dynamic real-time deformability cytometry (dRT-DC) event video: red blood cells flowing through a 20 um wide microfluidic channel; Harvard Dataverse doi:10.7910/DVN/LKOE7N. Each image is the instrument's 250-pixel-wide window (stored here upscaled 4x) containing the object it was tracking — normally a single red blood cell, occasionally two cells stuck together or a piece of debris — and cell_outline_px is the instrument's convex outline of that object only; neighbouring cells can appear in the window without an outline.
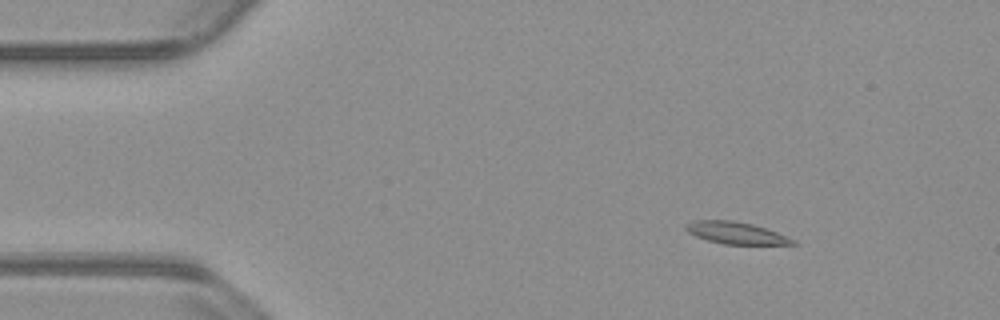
{"species": "common noctule bat (a hibernating species)", "species_latin": "Nyctalus noctula", "temperature_condition": "warm", "stored_images_in_passage": 48, "camera_frame_rate_fps": 3000, "um_per_image_px": 0.085, "animal": {"sex": "male", "body_mass_g": 23.1, "forearm_length_mm": 52.7}, "frame": {"image": 1, "passage_image": 1, "time_ms": 0.0, "image_size_px": [1000, 320], "cell_outline_px": [[800, 244], [724, 244], [708, 240], [696, 236], [688, 232], [684, 228], [684, 224], [692, 220], [732, 220], [752, 224], [776, 232], [796, 240]], "centroid_in_image_um": [62.52, 19.79], "position_along_channel_um": 22.5, "area_um2": 13.64}}
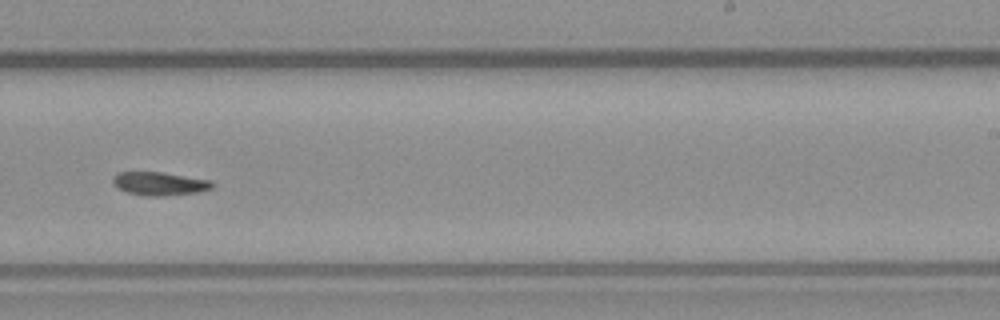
{"frame": {"image": 2, "passage_image": 27, "time_ms": 8.667, "image_size_px": [1000, 320], "cell_outline_px": [[216, 184], [212, 188], [200, 192], [164, 196], [144, 196], [128, 192], [120, 188], [112, 180], [112, 176], [116, 172], [160, 172], [212, 180]], "centroid_in_image_um": [13.61, 15.61], "position_along_channel_um": 275.4, "area_um2": 13.58}}
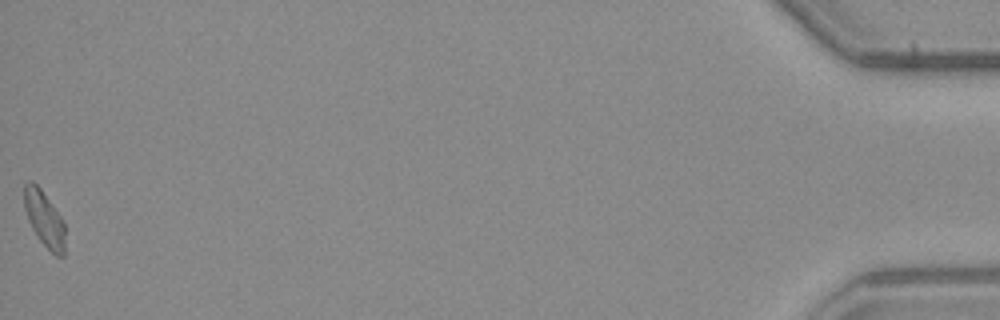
{"frame": {"image": 3, "passage_image": 48, "time_ms": 15.667, "image_size_px": [1000, 320], "cell_outline_px": [[64, 256], [56, 256], [36, 236], [28, 220], [24, 208], [24, 184], [28, 180], [32, 180], [40, 188], [64, 220]], "centroid_in_image_um": [3.75, 18.58], "position_along_channel_um": 431.4, "area_um2": 13.24}, "authors_computed_cell_mechanics": {"area_um2": 13.5541, "velocity_mm_per_s": 3.7956, "shape_relaxation_time_tau1_ms": 6.775, "shape_relaxation_time_tau2_ms": null, "deformation_change_tau1": 0.1458, "deformation_change_tau2": null}}